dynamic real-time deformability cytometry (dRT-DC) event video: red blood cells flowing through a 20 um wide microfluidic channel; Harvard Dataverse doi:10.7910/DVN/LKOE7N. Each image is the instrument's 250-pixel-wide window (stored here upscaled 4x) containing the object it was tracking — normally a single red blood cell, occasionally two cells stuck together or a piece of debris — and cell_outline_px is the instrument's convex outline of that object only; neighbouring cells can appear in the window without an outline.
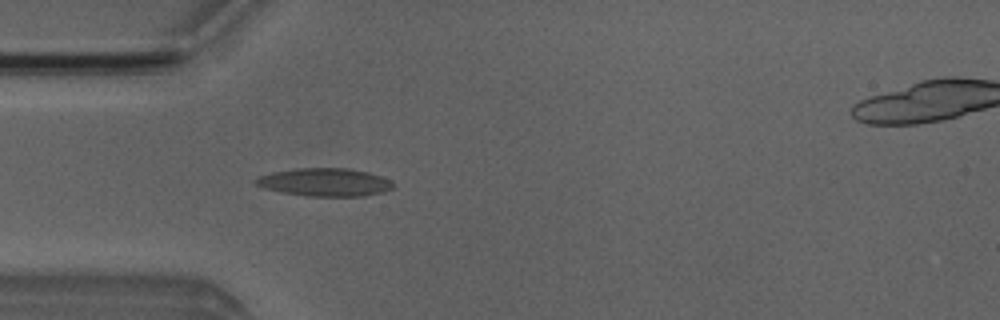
{"species": "Egyptian fruit bat (a non-hibernating species)", "species_latin": "Rousettus aegyptiacus", "temperature_condition": "room temperature", "stored_images_in_passage": 4, "camera_frame_rate_fps": 3000, "um_per_image_px": 0.085, "animal": {"sex": "male"}, "frame": {"image": 1, "passage_image": 3, "time_ms": 2.333, "image_size_px": [1000, 320], "cell_outline_px": [[396, 184], [392, 188], [384, 192], [364, 196], [304, 196], [280, 192], [264, 188], [252, 184], [252, 180], [260, 176], [272, 172], [296, 168], [348, 168], [368, 172], [392, 180]], "centroid_in_image_um": [27.59, 15.49], "position_along_channel_um": 57.4, "area_um2": 22.77}}